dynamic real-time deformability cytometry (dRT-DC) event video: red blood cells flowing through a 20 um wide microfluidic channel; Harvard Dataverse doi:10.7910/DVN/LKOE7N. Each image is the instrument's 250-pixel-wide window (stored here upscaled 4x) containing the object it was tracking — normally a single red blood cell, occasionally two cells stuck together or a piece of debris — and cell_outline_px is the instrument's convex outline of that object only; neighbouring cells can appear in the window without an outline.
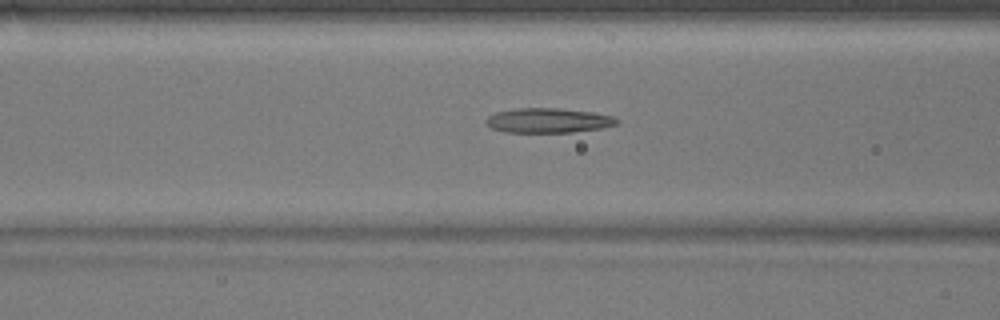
{"species": "common noctule bat (a hibernating species)", "species_latin": "Nyctalus noctula", "temperature_condition": "warm", "stored_images_in_passage": 50, "camera_frame_rate_fps": 3000, "um_per_image_px": 0.085, "animal": {"sex": "male", "body_mass_g": 17.9}, "frame": {"image": 1, "passage_image": 19, "time_ms": 6.0, "image_size_px": [1000, 320], "cell_outline_px": [[620, 120], [616, 124], [600, 128], [572, 132], [504, 132], [492, 128], [484, 120], [488, 116], [496, 112], [516, 108], [560, 108], [592, 112], [612, 116]], "centroid_in_image_um": [46.58, 10.23], "position_along_channel_um": 120.0, "area_um2": 18.73}}
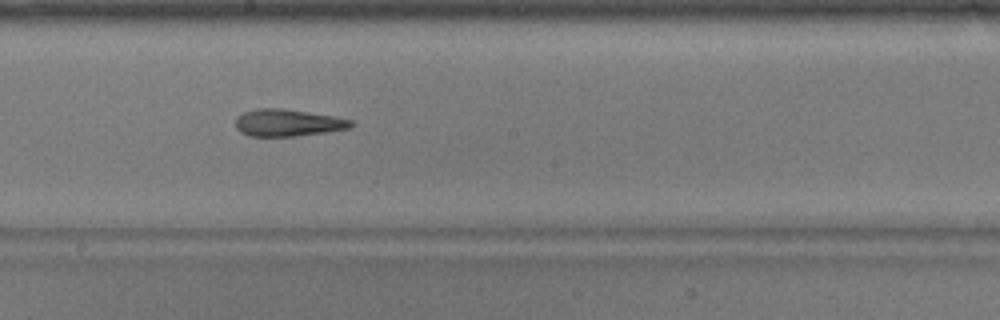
{"frame": {"image": 2, "passage_image": 27, "time_ms": 8.667, "image_size_px": [1000, 320], "cell_outline_px": [[356, 124], [348, 128], [324, 132], [296, 136], [248, 136], [240, 132], [236, 128], [236, 116], [244, 112], [256, 108], [284, 108], [336, 116], [352, 120]], "centroid_in_image_um": [24.45, 10.42], "position_along_channel_um": 223.7, "area_um2": 18.38}}
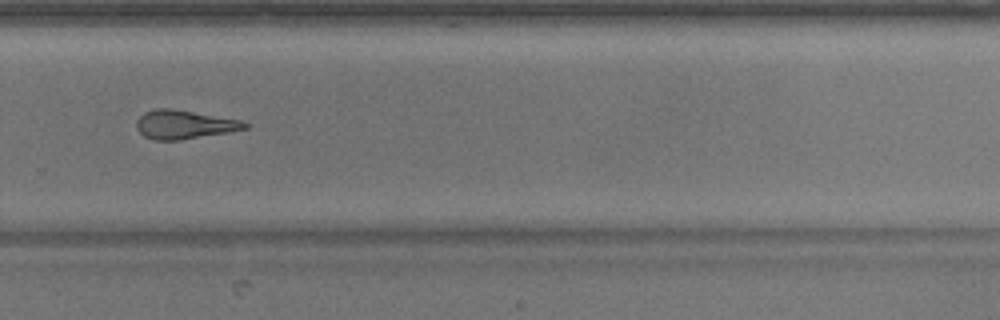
{"frame": {"image": 3, "passage_image": 34, "time_ms": 11.0, "image_size_px": [1000, 320], "cell_outline_px": [[248, 128], [228, 132], [180, 140], [152, 140], [144, 136], [136, 128], [136, 120], [144, 112], [156, 108], [172, 108], [240, 120], [248, 124]], "centroid_in_image_um": [15.61, 10.58], "position_along_channel_um": 314.2, "area_um2": 18.09}, "authors_computed_cell_mechanics": {"area_um2": 19.1896, "velocity_mm_per_s": 3.885, "shape_relaxation_time_tau1_ms": null, "shape_relaxation_time_tau2_ms": 3.5474, "deformation_change_tau1": null, "deformation_change_tau2": 0.157}}